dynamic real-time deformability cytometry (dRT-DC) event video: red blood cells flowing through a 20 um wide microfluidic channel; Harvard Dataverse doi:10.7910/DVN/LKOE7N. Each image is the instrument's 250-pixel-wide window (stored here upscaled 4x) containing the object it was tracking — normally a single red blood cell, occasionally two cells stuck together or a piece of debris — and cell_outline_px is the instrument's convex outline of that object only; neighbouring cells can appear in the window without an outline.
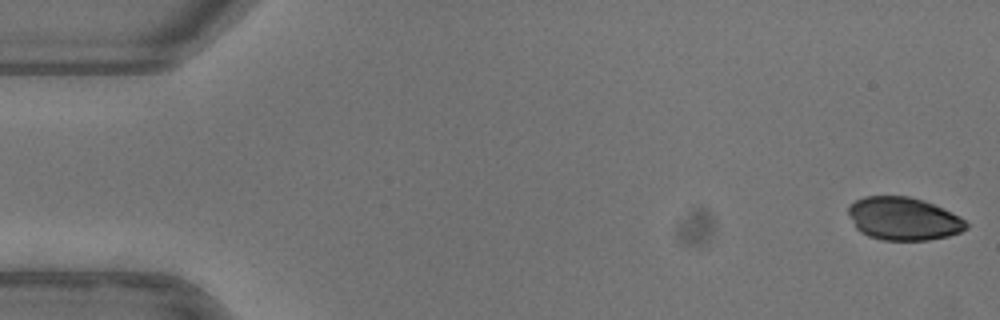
{"species": "common noctule bat (a hibernating species)", "species_latin": "Nyctalus noctula", "temperature_condition": "warm", "stored_images_in_passage": 52, "camera_frame_rate_fps": 3000, "um_per_image_px": 0.085, "animal": {"sex": "female"}, "frame": {"image": 1, "passage_image": 1, "time_ms": 0.0, "image_size_px": [1000, 320], "cell_outline_px": [[968, 228], [960, 232], [948, 236], [928, 240], [884, 240], [868, 236], [860, 232], [856, 228], [848, 212], [848, 208], [856, 200], [864, 196], [908, 196], [932, 204], [952, 212], [960, 216], [968, 224]], "centroid_in_image_um": [76.8, 18.6], "position_along_channel_um": 8.2, "area_um2": 29.3}}
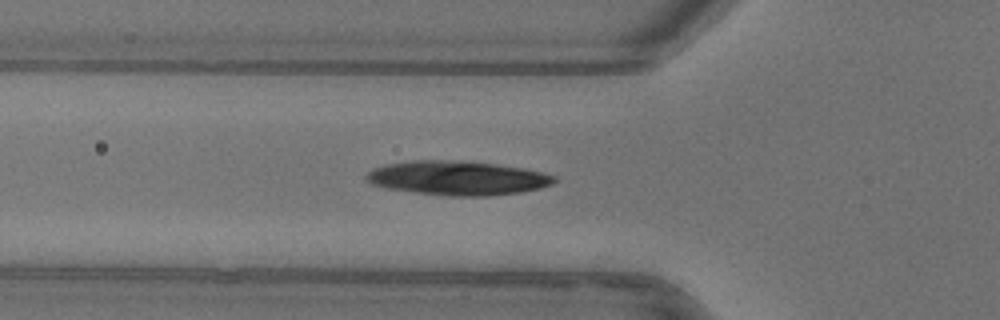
{"frame": {"image": 2, "passage_image": 18, "time_ms": 5.667, "image_size_px": [1000, 320], "cell_outline_px": [[556, 180], [552, 184], [540, 188], [520, 192], [488, 196], [452, 196], [416, 192], [388, 188], [372, 184], [364, 176], [372, 168], [384, 164], [412, 160], [448, 160], [492, 164], [524, 168], [544, 172], [556, 176]], "centroid_in_image_um": [38.89, 15.13], "position_along_channel_um": 86.9, "area_um2": 37.22}}
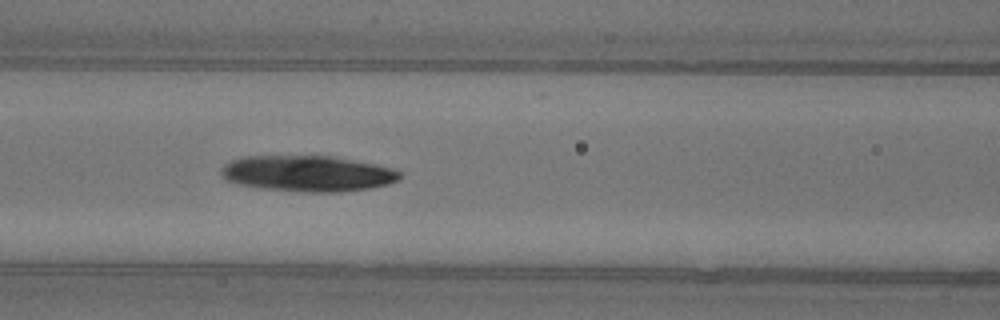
{"frame": {"image": 3, "passage_image": 22, "time_ms": 7.0, "image_size_px": [1000, 320], "cell_outline_px": [[400, 180], [388, 184], [368, 188], [340, 192], [304, 192], [260, 188], [236, 184], [224, 180], [220, 172], [224, 164], [232, 160], [244, 156], [332, 156], [376, 164], [396, 168], [400, 172]], "centroid_in_image_um": [26.14, 14.75], "position_along_channel_um": 140.5, "area_um2": 37.69}}